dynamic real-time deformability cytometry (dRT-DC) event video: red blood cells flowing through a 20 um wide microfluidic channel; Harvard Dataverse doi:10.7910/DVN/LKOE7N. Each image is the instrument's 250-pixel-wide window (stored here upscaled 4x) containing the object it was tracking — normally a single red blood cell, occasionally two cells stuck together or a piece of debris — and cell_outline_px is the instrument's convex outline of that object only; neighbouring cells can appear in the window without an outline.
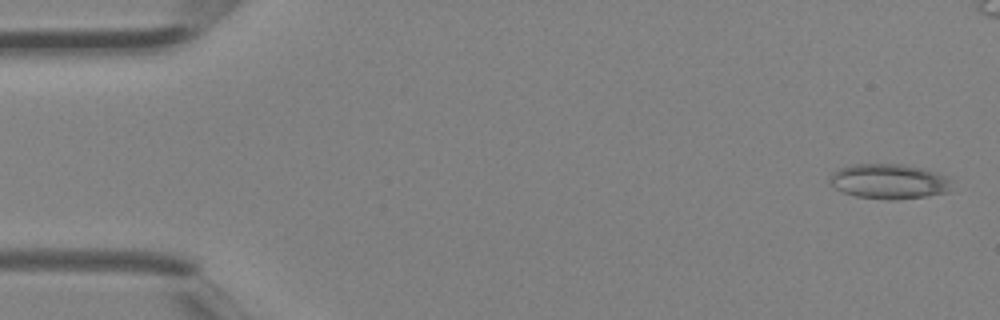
{"species": "Egyptian fruit bat (a non-hibernating species)", "species_latin": "Rousettus aegyptiacus", "temperature_condition": "room temperature", "stored_images_in_passage": 5, "camera_frame_rate_fps": 3000, "um_per_image_px": 0.085, "animal": {"sex": "female"}, "frame": {"image": 1, "passage_image": 1, "time_ms": 0.0, "image_size_px": [1000, 320], "cell_outline_px": [[948, 192], [928, 196], [892, 200], [888, 200], [856, 196], [844, 192], [828, 184], [828, 180], [832, 172], [840, 168], [852, 164], [904, 164], [924, 168], [948, 176]], "centroid_in_image_um": [75.52, 15.41], "position_along_channel_um": 9.5, "area_um2": 24.91}}